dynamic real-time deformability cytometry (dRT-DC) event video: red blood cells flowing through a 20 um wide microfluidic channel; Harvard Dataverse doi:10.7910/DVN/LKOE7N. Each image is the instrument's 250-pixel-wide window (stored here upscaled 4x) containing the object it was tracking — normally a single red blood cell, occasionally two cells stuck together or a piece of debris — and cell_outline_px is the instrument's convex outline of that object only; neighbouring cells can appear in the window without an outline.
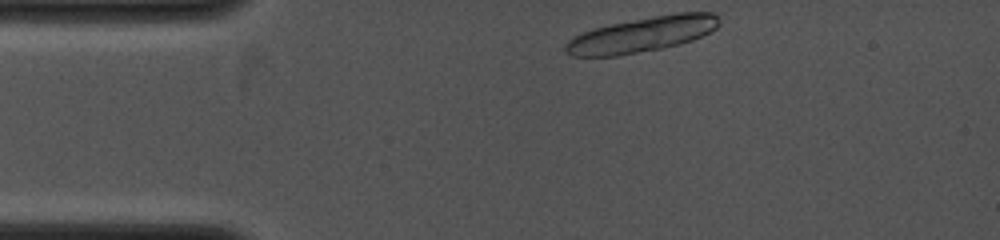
{"species": "common noctule bat (a hibernating species)", "species_latin": "Nyctalus noctula", "temperature_condition": "cold", "stored_images_in_passage": 4, "camera_frame_rate_fps": 4000, "um_per_image_px": 0.085, "animal": {"sex": "female", "body_mass_g": 19.0, "forearm_length_mm": 53.3}, "frame": {"image": 1, "passage_image": 1, "time_ms": 0.0, "image_size_px": [1000, 240], "cell_outline_px": [[720, 24], [716, 28], [692, 40], [680, 44], [660, 48], [616, 56], [572, 56], [564, 52], [564, 44], [568, 40], [592, 28], [612, 24], [676, 12], [716, 12]], "centroid_in_image_um": [54.58, 2.93], "position_along_channel_um": 30.4, "area_um2": 31.21}}